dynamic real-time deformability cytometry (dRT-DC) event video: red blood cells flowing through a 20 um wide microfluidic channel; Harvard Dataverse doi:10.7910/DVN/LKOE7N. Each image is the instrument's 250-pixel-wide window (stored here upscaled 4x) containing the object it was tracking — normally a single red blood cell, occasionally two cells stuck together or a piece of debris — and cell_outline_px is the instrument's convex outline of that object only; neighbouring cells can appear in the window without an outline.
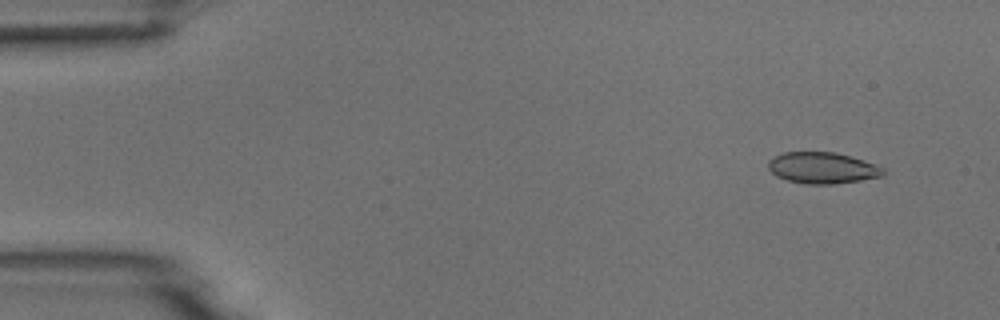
{"species": "common noctule bat (a hibernating species)", "species_latin": "Nyctalus noctula", "temperature_condition": "room temperature", "stored_images_in_passage": 6, "camera_frame_rate_fps": 3000, "um_per_image_px": 0.085, "animal": {"sex": "male", "body_mass_g": 18.8}, "frame": {"image": 1, "passage_image": 2, "time_ms": 1.333, "image_size_px": [1000, 320], "cell_outline_px": [[884, 176], [860, 180], [832, 184], [804, 184], [788, 180], [776, 176], [768, 168], [768, 160], [772, 156], [780, 152], [836, 152], [876, 164], [884, 168]], "centroid_in_image_um": [69.88, 14.26], "position_along_channel_um": 15.1, "area_um2": 21.1}}
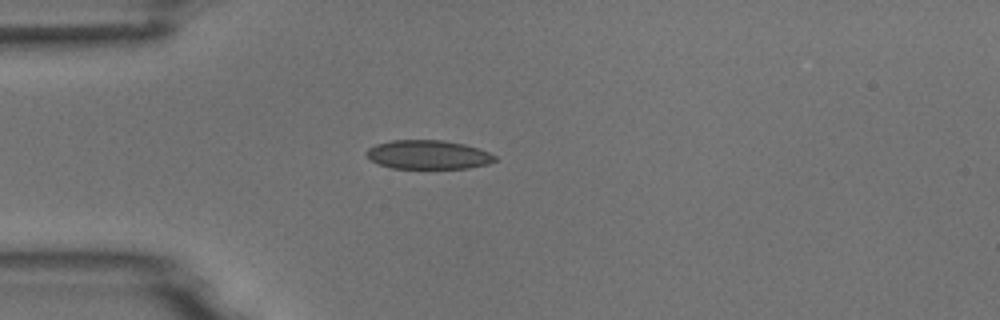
{"frame": {"image": 2, "passage_image": 5, "time_ms": 4.667, "image_size_px": [1000, 320], "cell_outline_px": [[496, 160], [488, 164], [468, 168], [392, 168], [380, 164], [372, 160], [364, 152], [368, 148], [376, 144], [392, 140], [444, 140], [464, 144], [488, 152], [496, 156]], "centroid_in_image_um": [36.39, 13.14], "position_along_channel_um": 48.6, "area_um2": 21.5}}